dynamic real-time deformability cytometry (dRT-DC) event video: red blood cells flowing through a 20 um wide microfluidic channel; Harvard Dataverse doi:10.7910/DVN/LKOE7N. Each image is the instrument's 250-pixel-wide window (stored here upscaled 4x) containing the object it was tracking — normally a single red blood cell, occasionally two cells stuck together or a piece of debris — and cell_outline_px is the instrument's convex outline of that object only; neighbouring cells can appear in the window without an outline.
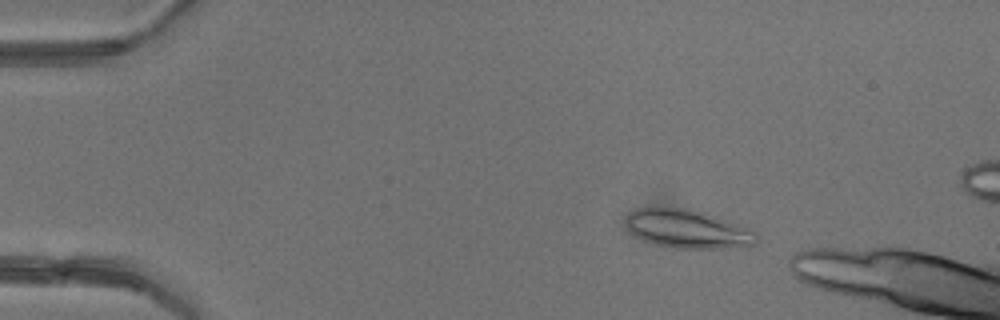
{"species": "common noctule bat (a hibernating species)", "species_latin": "Nyctalus noctula", "temperature_condition": "warm", "stored_images_in_passage": 2, "camera_frame_rate_fps": 3000, "um_per_image_px": 0.085, "animal": {"sex": "female"}, "frame": {"image": 1, "passage_image": 1, "time_ms": 0.0, "image_size_px": [1000, 320], "cell_outline_px": [[756, 244], [740, 248], [676, 248], [644, 240], [636, 236], [628, 228], [628, 212], [636, 208], [652, 204], [656, 204], [688, 208], [704, 212], [756, 232]], "centroid_in_image_um": [58.4, 19.41], "position_along_channel_um": 26.6, "area_um2": 29.54}}